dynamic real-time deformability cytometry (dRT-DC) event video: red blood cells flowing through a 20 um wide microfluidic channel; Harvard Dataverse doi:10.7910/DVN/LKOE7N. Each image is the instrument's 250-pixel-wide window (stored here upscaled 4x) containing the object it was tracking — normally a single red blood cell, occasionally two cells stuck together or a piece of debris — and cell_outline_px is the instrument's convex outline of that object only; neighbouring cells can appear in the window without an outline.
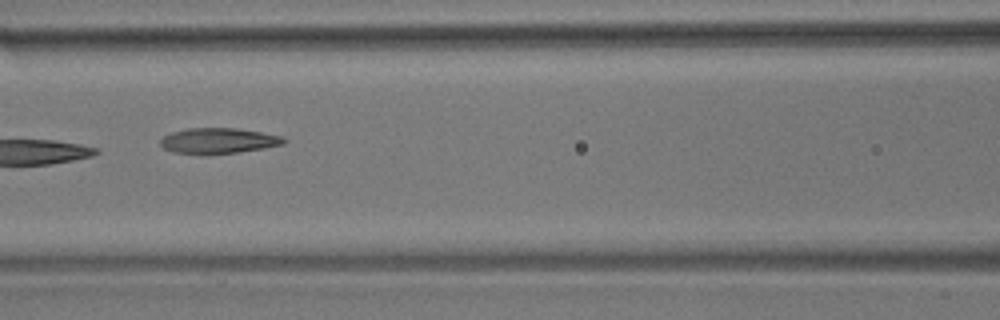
{"species": "common noctule bat (a hibernating species)", "species_latin": "Nyctalus noctula", "temperature_condition": "room temperature", "stored_images_in_passage": 7, "camera_frame_rate_fps": 3000, "um_per_image_px": 0.085, "animal": {"sex": "male", "body_mass_g": 17.9}, "frame": {"image": 1, "passage_image": 7, "time_ms": 2.0, "image_size_px": [1000, 320], "cell_outline_px": [[288, 140], [284, 144], [264, 148], [208, 156], [200, 156], [172, 152], [164, 148], [160, 144], [160, 140], [164, 136], [172, 132], [188, 128], [236, 128], [284, 136]], "centroid_in_image_um": [18.55, 11.99], "position_along_channel_um": 148.1, "area_um2": 18.84}}